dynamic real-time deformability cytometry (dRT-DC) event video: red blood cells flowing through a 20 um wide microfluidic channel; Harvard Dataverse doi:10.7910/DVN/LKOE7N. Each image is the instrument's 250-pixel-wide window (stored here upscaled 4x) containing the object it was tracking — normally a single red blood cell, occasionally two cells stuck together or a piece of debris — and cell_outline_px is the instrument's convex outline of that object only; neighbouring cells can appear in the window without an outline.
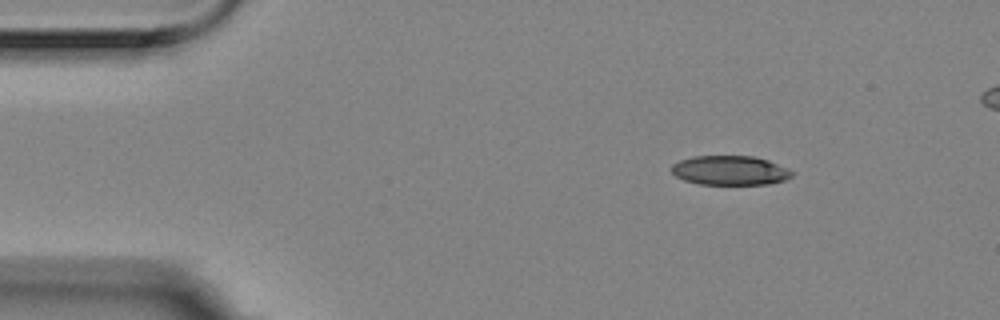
{"species": "Egyptian fruit bat (a non-hibernating species)", "species_latin": "Rousettus aegyptiacus", "temperature_condition": "room temperature", "stored_images_in_passage": 48, "camera_frame_rate_fps": 3000, "um_per_image_px": 0.085, "animal": {"sex": "female"}, "frame": {"image": 1, "passage_image": 1, "time_ms": 0.0, "image_size_px": [1000, 320], "cell_outline_px": [[796, 172], [792, 176], [784, 180], [768, 184], [700, 184], [684, 180], [676, 176], [672, 172], [672, 164], [680, 160], [692, 156], [752, 156], [768, 160], [788, 168]], "centroid_in_image_um": [62.07, 14.48], "position_along_channel_um": 22.9, "area_um2": 20.63}}
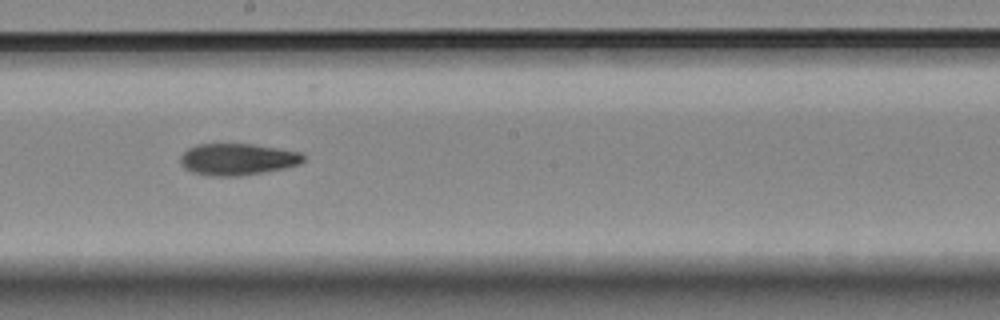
{"frame": {"image": 2, "passage_image": 24, "time_ms": 7.667, "image_size_px": [1000, 320], "cell_outline_px": [[304, 160], [300, 164], [284, 168], [264, 172], [240, 176], [208, 176], [192, 172], [184, 168], [180, 160], [180, 156], [188, 148], [196, 144], [252, 144], [300, 152], [304, 156]], "centroid_in_image_um": [20.16, 13.54], "position_along_channel_um": 228.0, "area_um2": 22.72}}
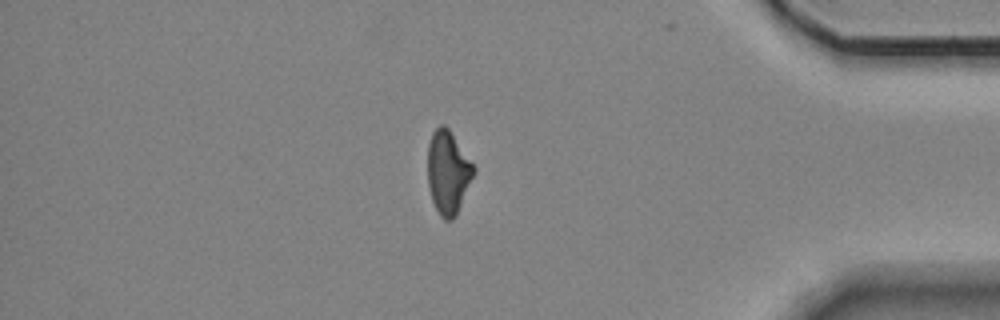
{"frame": {"image": 3, "passage_image": 41, "time_ms": 13.333, "image_size_px": [1000, 320], "cell_outline_px": [[476, 172], [456, 216], [452, 220], [444, 220], [440, 216], [432, 200], [428, 184], [428, 144], [432, 132], [440, 124], [444, 124], [448, 128], [476, 168]], "centroid_in_image_um": [38.09, 14.66], "position_along_channel_um": 397.1, "area_um2": 22.37}, "authors_computed_cell_mechanics": {"area_um2": 22.5998, "velocity_mm_per_s": 3.5583, "shape_relaxation_time_tau1_ms": 9.1408, "shape_relaxation_time_tau2_ms": 8.1855, "deformation_change_tau1": 0.1879, "deformation_change_tau2": 0.162}}